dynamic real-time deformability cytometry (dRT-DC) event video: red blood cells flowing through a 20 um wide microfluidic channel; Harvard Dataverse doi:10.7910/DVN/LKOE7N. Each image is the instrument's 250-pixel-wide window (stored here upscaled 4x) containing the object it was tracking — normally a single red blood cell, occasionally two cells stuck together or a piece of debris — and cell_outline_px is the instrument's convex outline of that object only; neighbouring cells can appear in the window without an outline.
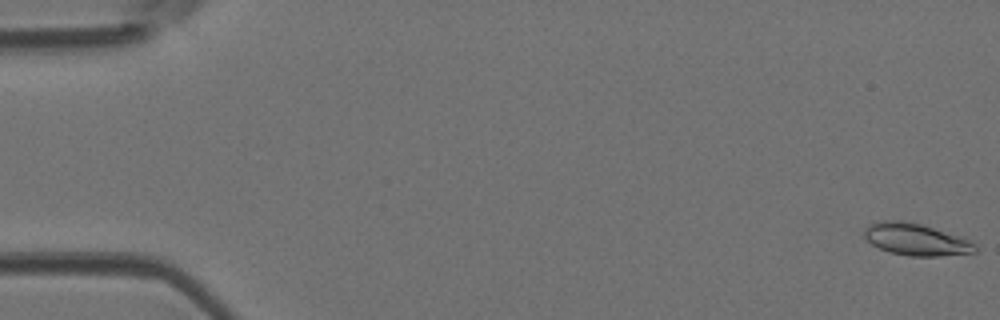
{"species": "Egyptian fruit bat (a non-hibernating species)", "species_latin": "Rousettus aegyptiacus", "temperature_condition": "room temperature", "stored_images_in_passage": 5, "camera_frame_rate_fps": 3000, "um_per_image_px": 0.085, "animal": {"sex": "female"}, "frame": {"image": 1, "passage_image": 1, "time_ms": 0.0, "image_size_px": [1000, 320], "cell_outline_px": [[976, 252], [936, 256], [908, 256], [888, 252], [872, 244], [864, 236], [864, 228], [880, 220], [900, 220], [920, 224], [960, 236], [976, 244]], "centroid_in_image_um": [77.84, 20.35], "position_along_channel_um": 7.2, "area_um2": 20.46}}
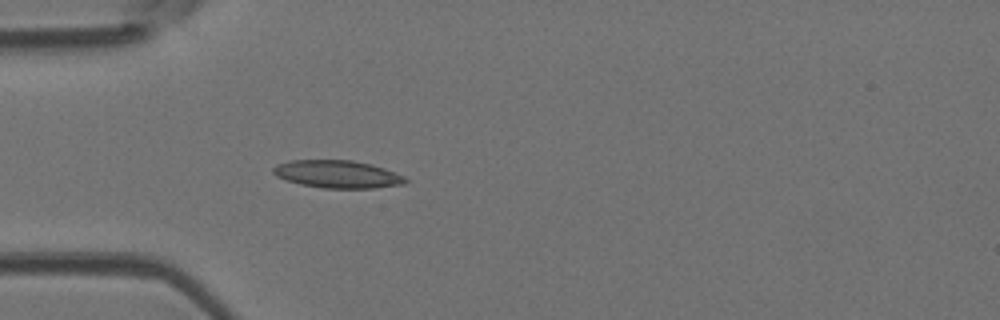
{"frame": {"image": 2, "passage_image": 5, "time_ms": 1.333, "image_size_px": [1000, 320], "cell_outline_px": [[408, 180], [404, 184], [376, 188], [320, 188], [300, 184], [276, 176], [272, 172], [272, 168], [276, 164], [292, 160], [352, 160], [372, 164], [384, 168], [404, 176]], "centroid_in_image_um": [28.68, 14.8], "position_along_channel_um": 56.3, "area_um2": 21.39}}